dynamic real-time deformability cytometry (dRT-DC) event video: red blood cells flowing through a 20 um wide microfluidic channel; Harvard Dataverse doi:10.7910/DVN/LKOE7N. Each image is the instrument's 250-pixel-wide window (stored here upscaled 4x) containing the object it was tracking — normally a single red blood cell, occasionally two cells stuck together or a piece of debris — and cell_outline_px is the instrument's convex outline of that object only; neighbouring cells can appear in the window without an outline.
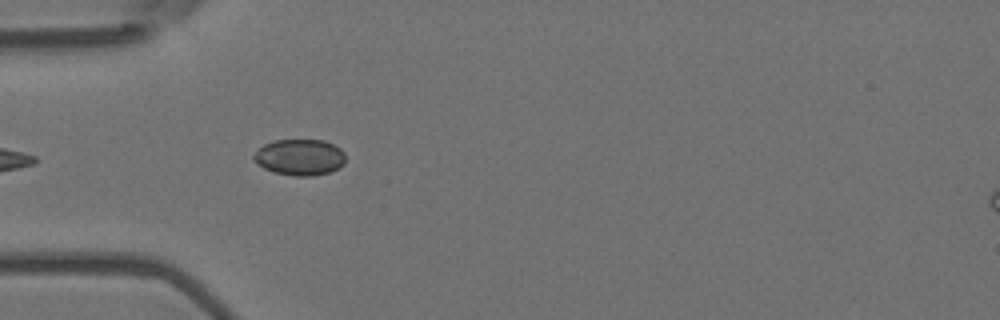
{"species": "Egyptian fruit bat (a non-hibernating species)", "species_latin": "Rousettus aegyptiacus", "temperature_condition": "room temperature", "stored_images_in_passage": 15, "camera_frame_rate_fps": 3000, "um_per_image_px": 0.085, "animal": {"sex": "female"}, "frame": {"image": 1, "passage_image": 1, "time_ms": 0.0, "image_size_px": [1000, 320], "cell_outline_px": [[344, 164], [328, 172], [312, 176], [296, 176], [272, 172], [256, 164], [252, 160], [252, 156], [264, 144], [276, 140], [324, 140], [340, 148], [344, 152]], "centroid_in_image_um": [25.44, 13.36], "position_along_channel_um": 59.6, "area_um2": 19.31}}
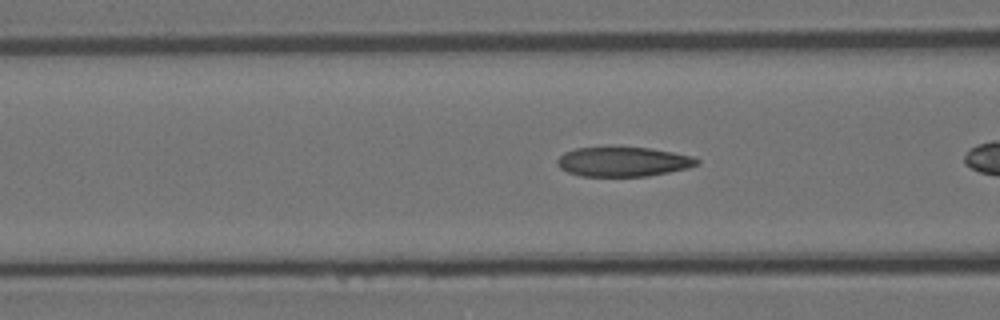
{"frame": {"image": 2, "passage_image": 3, "time_ms": 0.667, "image_size_px": [1000, 320], "cell_outline_px": [[700, 164], [688, 168], [648, 176], [580, 176], [568, 172], [560, 168], [556, 164], [556, 160], [564, 152], [576, 148], [620, 144], [652, 148], [696, 156], [700, 160]], "centroid_in_image_um": [52.98, 13.69], "position_along_channel_um": 113.6, "area_um2": 25.2}}
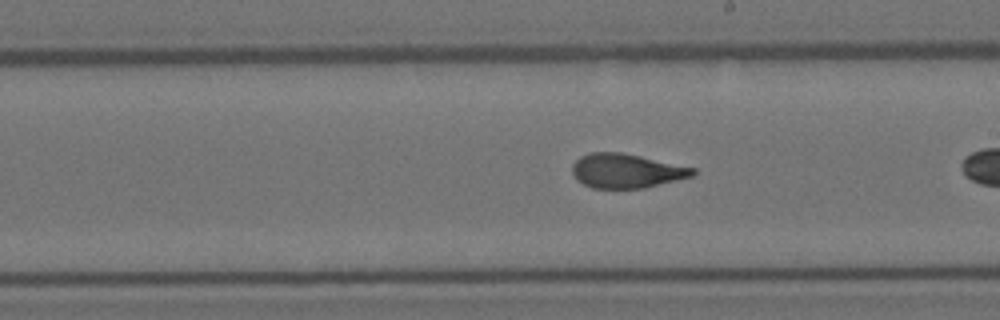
{"frame": {"image": 3, "passage_image": 13, "time_ms": 4.0, "image_size_px": [1000, 320], "cell_outline_px": [[696, 172], [692, 176], [644, 188], [592, 188], [576, 180], [572, 172], [572, 164], [580, 156], [588, 152], [620, 152], [640, 156], [696, 168]], "centroid_in_image_um": [53.21, 14.52], "position_along_channel_um": 235.8, "area_um2": 24.04}}